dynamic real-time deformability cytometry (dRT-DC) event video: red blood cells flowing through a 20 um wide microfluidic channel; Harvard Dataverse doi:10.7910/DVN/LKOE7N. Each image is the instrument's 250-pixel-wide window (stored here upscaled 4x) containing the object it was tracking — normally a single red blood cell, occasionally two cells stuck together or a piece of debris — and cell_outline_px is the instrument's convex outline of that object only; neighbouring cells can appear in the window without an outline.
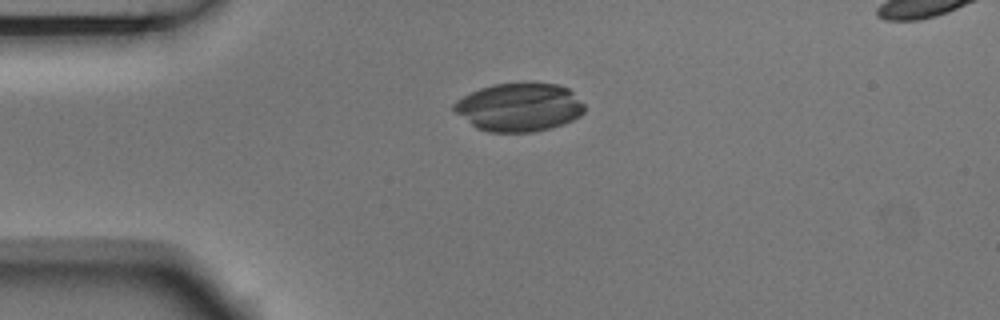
{"species": "Egyptian fruit bat (a non-hibernating species)", "species_latin": "Rousettus aegyptiacus", "temperature_condition": "room temperature", "stored_images_in_passage": 6, "camera_frame_rate_fps": 3000, "um_per_image_px": 0.085, "animal": {"sex": "male"}, "frame": {"image": 1, "passage_image": 1, "time_ms": 0.0, "image_size_px": [1000, 320], "cell_outline_px": [[584, 112], [580, 116], [564, 124], [552, 128], [532, 132], [488, 132], [476, 128], [456, 112], [452, 108], [452, 104], [456, 100], [480, 88], [492, 84], [556, 84], [568, 88], [584, 104]], "centroid_in_image_um": [44.13, 9.13], "position_along_channel_um": 40.9, "area_um2": 36.53}}
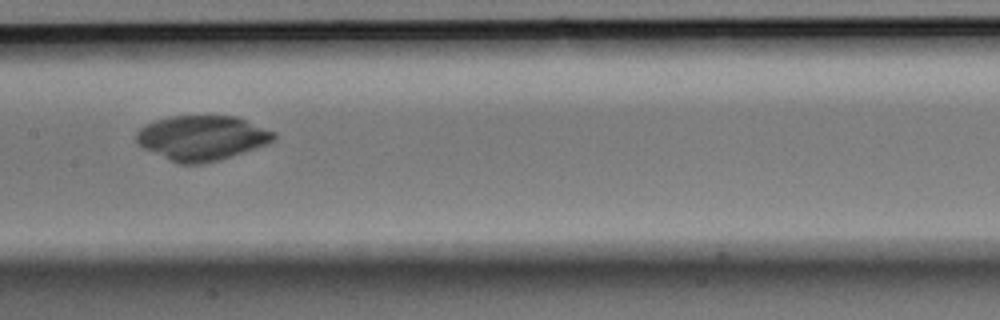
{"frame": {"image": 2, "passage_image": 5, "time_ms": 1.333, "image_size_px": [1000, 320], "cell_outline_px": [[276, 136], [268, 144], [220, 160], [204, 164], [180, 164], [140, 148], [136, 144], [136, 132], [144, 124], [168, 116], [236, 116], [276, 132]], "centroid_in_image_um": [17.12, 11.73], "position_along_channel_um": 190.3, "area_um2": 36.24}}
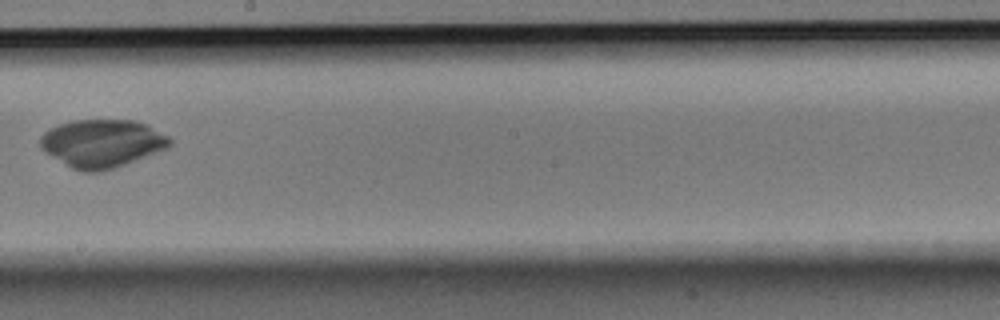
{"frame": {"image": 3, "passage_image": 6, "time_ms": 1.667, "image_size_px": [1000, 320], "cell_outline_px": [[172, 144], [168, 148], [124, 164], [100, 172], [84, 172], [72, 168], [44, 152], [40, 148], [40, 136], [44, 132], [60, 124], [72, 120], [136, 120], [148, 124], [168, 136], [172, 140]], "centroid_in_image_um": [8.68, 12.18], "position_along_channel_um": 239.5, "area_um2": 36.18}}